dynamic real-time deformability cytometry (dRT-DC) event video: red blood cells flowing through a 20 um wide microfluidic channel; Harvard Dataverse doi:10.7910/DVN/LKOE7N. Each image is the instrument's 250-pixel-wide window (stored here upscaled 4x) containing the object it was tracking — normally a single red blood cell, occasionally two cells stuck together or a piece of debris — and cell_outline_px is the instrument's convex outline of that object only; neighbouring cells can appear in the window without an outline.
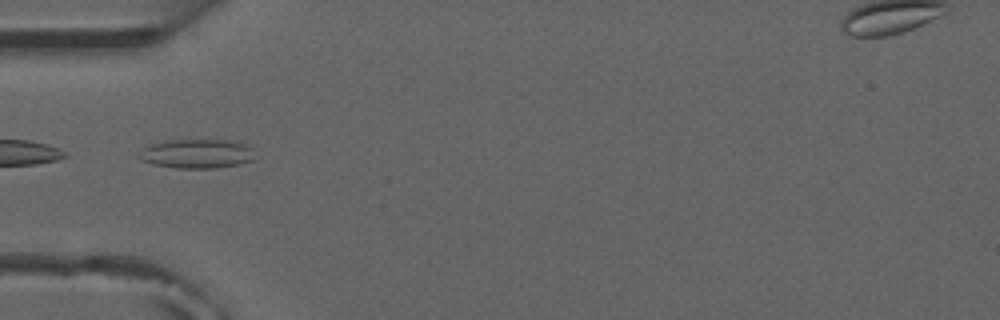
{"species": "common noctule bat (a hibernating species)", "species_latin": "Nyctalus noctula", "temperature_condition": "room temperature", "stored_images_in_passage": 1, "camera_frame_rate_fps": 3000, "um_per_image_px": 0.085, "animal": {"sex": "male", "forearm_length_mm": 52.5}, "frame": {"image": 1, "passage_image": 1, "time_ms": 0.0, "image_size_px": [1000, 320], "cell_outline_px": [[252, 160], [240, 164], [216, 168], [176, 168], [152, 164], [140, 160], [136, 156], [148, 144], [172, 140], [236, 140], [252, 148]], "centroid_in_image_um": [16.7, 13.07], "position_along_channel_um": 68.3, "area_um2": 19.77}}